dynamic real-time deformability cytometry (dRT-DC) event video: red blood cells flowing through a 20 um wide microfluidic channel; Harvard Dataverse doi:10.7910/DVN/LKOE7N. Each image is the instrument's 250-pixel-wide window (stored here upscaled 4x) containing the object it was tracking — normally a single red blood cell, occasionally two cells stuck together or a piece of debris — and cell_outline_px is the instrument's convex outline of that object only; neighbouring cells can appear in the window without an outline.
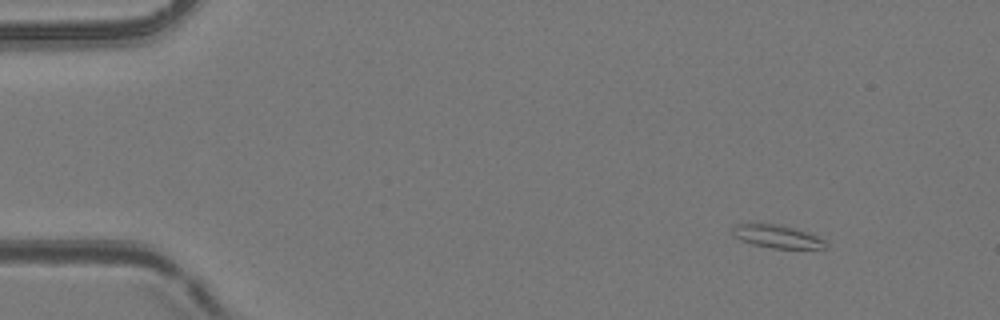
{"species": "common noctule bat (a hibernating species)", "species_latin": "Nyctalus noctula", "temperature_condition": "room temperature", "stored_images_in_passage": 4, "camera_frame_rate_fps": 3000, "um_per_image_px": 0.085, "animal": {"sex": "female", "body_mass_g": 24.6, "forearm_length_mm": 56.2}, "frame": {"image": 1, "passage_image": 2, "time_ms": 0.333, "image_size_px": [1000, 320], "cell_outline_px": [[828, 248], [772, 248], [752, 244], [740, 240], [732, 232], [732, 228], [736, 224], [780, 224], [796, 228], [808, 232], [824, 240], [828, 244]], "centroid_in_image_um": [66.08, 20.1], "position_along_channel_um": 18.9, "area_um2": 12.43}}